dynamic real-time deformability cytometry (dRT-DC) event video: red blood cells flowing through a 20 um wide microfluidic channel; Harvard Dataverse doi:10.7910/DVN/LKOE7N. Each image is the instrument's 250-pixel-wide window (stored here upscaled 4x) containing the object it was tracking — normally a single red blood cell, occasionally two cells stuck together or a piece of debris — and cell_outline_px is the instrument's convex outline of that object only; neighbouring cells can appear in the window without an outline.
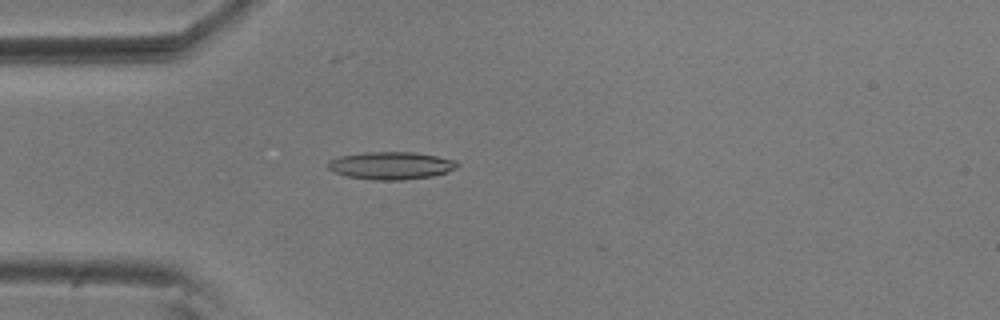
{"species": "common noctule bat (a hibernating species)", "species_latin": "Nyctalus noctula", "temperature_condition": "room temperature", "stored_images_in_passage": 20, "camera_frame_rate_fps": 3000, "um_per_image_px": 0.085, "animal": {"sex": "male", "body_mass_g": 20.5, "forearm_length_mm": 52.5}, "frame": {"image": 1, "passage_image": 16, "time_ms": 5.0, "image_size_px": [1000, 320], "cell_outline_px": [[460, 164], [456, 168], [448, 172], [432, 176], [404, 180], [372, 180], [348, 176], [336, 172], [328, 168], [328, 160], [340, 156], [364, 152], [412, 152], [436, 156], [456, 160]], "centroid_in_image_um": [33.26, 14.07], "position_along_channel_um": 51.7, "area_um2": 20.81}}